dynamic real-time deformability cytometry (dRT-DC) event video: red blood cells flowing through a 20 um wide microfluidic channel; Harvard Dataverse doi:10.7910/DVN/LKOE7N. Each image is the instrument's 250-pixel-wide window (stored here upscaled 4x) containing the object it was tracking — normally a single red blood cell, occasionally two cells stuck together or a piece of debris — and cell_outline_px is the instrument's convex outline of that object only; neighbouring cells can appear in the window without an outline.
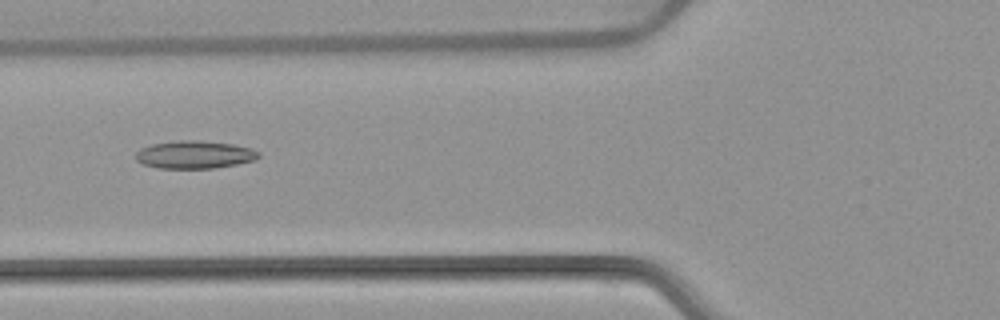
{"species": "common noctule bat (a hibernating species)", "species_latin": "Nyctalus noctula", "temperature_condition": "warm", "stored_images_in_passage": 50, "camera_frame_rate_fps": 3000, "um_per_image_px": 0.085, "animal": {"sex": "female", "body_mass_g": 22.7, "forearm_length_mm": 54.2}, "frame": {"image": 1, "passage_image": 18, "time_ms": 5.667, "image_size_px": [1000, 320], "cell_outline_px": [[260, 156], [256, 160], [216, 168], [156, 168], [144, 164], [136, 160], [136, 152], [140, 148], [152, 144], [176, 140], [200, 140], [232, 144], [252, 148], [260, 152]], "centroid_in_image_um": [16.55, 13.14], "position_along_channel_um": 109.2, "area_um2": 20.06}}
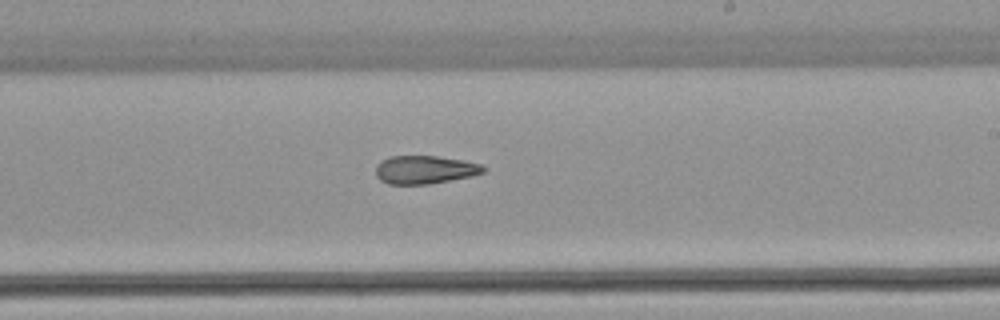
{"frame": {"image": 2, "passage_image": 29, "time_ms": 9.333, "image_size_px": [1000, 320], "cell_outline_px": [[484, 172], [472, 176], [428, 184], [388, 184], [380, 180], [376, 176], [376, 164], [380, 160], [388, 156], [436, 156], [464, 160], [480, 164], [484, 168]], "centroid_in_image_um": [36.06, 14.42], "position_along_channel_um": 252.9, "area_um2": 17.74}}
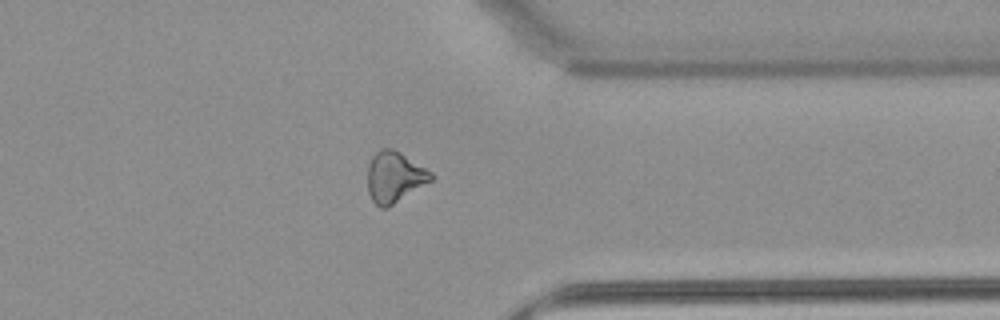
{"frame": {"image": 3, "passage_image": 39, "time_ms": 12.667, "image_size_px": [1000, 320], "cell_outline_px": [[432, 180], [388, 208], [380, 208], [372, 200], [368, 192], [368, 164], [372, 156], [380, 148], [392, 148], [400, 152], [432, 172]], "centroid_in_image_um": [33.51, 15.05], "position_along_channel_um": 377.9, "area_um2": 18.79}, "authors_computed_cell_mechanics": {"area_um2": 19.5364, "velocity_mm_per_s": 3.9208, "shape_relaxation_time_tau1_ms": null, "shape_relaxation_time_tau2_ms": 4.9172, "deformation_change_tau1": null, "deformation_change_tau2": 0.1417}}